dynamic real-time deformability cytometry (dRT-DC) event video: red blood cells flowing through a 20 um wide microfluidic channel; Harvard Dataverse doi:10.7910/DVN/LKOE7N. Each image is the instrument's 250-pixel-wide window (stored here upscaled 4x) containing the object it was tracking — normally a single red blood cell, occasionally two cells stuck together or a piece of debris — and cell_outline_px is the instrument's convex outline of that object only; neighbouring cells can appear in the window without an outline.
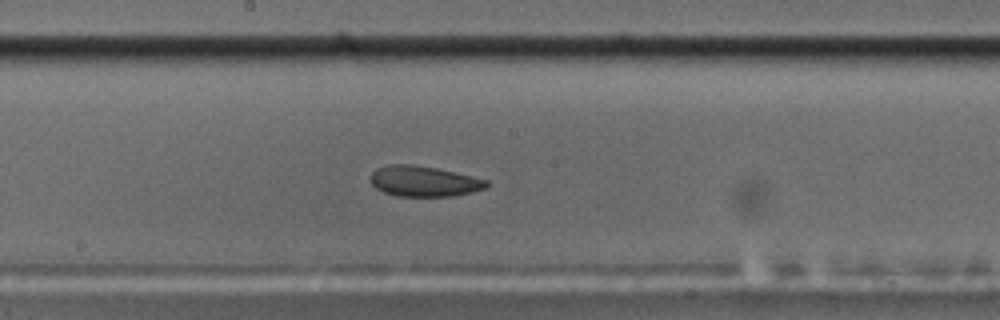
{"species": "common noctule bat (a hibernating species)", "species_latin": "Nyctalus noctula", "temperature_condition": "cold", "stored_images_in_passage": 49, "camera_frame_rate_fps": 3000, "um_per_image_px": 0.085, "animal": {"sex": "male", "body_mass_g": 17.5, "forearm_length_mm": 52.3}, "frame": {"image": 1, "passage_image": 23, "time_ms": 7.333, "image_size_px": [1000, 320], "cell_outline_px": [[488, 184], [484, 188], [472, 192], [452, 196], [396, 196], [384, 192], [376, 188], [372, 184], [372, 172], [376, 168], [388, 164], [412, 164], [436, 168], [472, 176], [488, 180]], "centroid_in_image_um": [36.01, 15.4], "position_along_channel_um": 212.2, "area_um2": 20.52}}
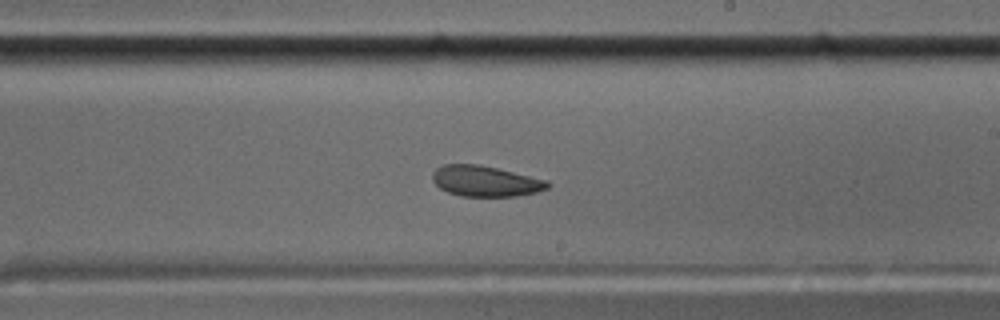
{"frame": {"image": 2, "passage_image": 26, "time_ms": 8.333, "image_size_px": [1000, 320], "cell_outline_px": [[552, 184], [548, 188], [536, 192], [516, 196], [460, 196], [448, 192], [440, 188], [432, 180], [432, 172], [436, 168], [444, 164], [480, 164], [548, 180]], "centroid_in_image_um": [41.26, 15.39], "position_along_channel_um": 247.7, "area_um2": 20.69}}
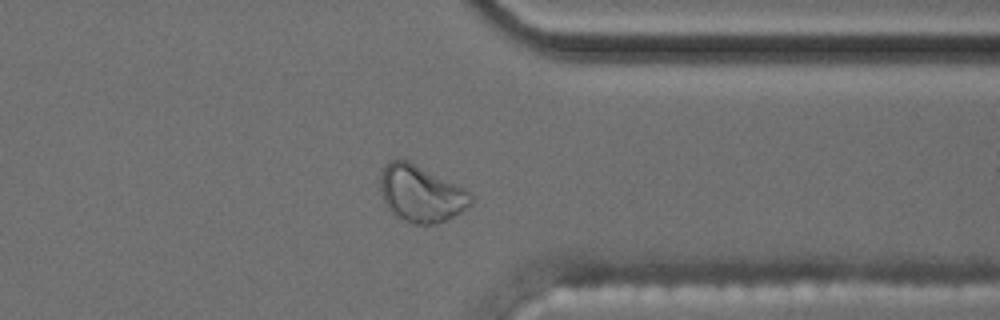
{"frame": {"image": 3, "passage_image": 37, "time_ms": 12.0, "image_size_px": [1000, 320], "cell_outline_px": [[472, 204], [460, 212], [436, 224], [412, 224], [400, 220], [388, 208], [380, 192], [380, 172], [384, 164], [388, 160], [408, 160], [472, 192]], "centroid_in_image_um": [35.75, 16.46], "position_along_channel_um": 375.6, "area_um2": 30.0}, "authors_computed_cell_mechanics": {"area_um2": 21.964, "velocity_mm_per_s": 3.572, "shape_relaxation_time_tau1_ms": null, "shape_relaxation_time_tau2_ms": 3.6412, "deformation_change_tau1": null, "deformation_change_tau2": 0.0716}}